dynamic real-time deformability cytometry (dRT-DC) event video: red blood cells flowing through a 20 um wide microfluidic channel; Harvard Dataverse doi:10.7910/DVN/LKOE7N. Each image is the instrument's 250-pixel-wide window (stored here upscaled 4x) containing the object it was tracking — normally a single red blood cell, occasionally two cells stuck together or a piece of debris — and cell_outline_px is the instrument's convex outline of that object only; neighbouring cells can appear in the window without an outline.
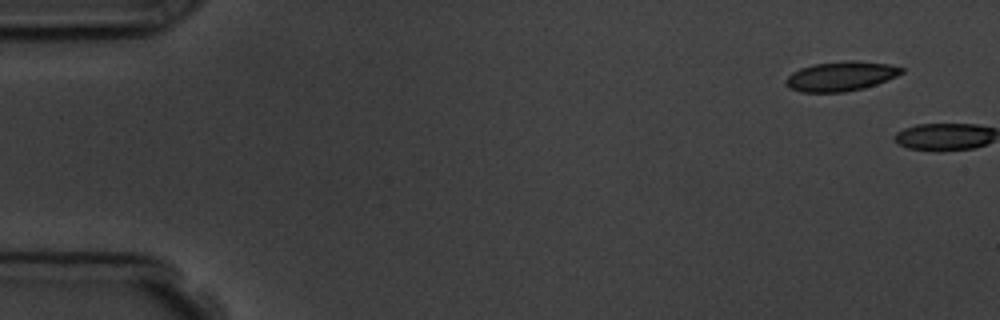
{"species": "common noctule bat (a hibernating species)", "species_latin": "Nyctalus noctula", "temperature_condition": "room temperature", "stored_images_in_passage": 4, "segment_of_instrument_passage": [2, 2], "camera_frame_rate_fps": 3000, "um_per_image_px": 0.085, "animal": {"sex": "male", "body_mass_g": 19.5, "forearm_length_mm": 54.6}, "frame": {"image": 1, "passage_image": 4, "time_ms": 3.667, "image_size_px": [1000, 320], "cell_outline_px": [[904, 72], [896, 76], [876, 84], [864, 88], [844, 92], [800, 92], [788, 88], [784, 84], [784, 80], [792, 72], [800, 68], [812, 64], [844, 60], [856, 60], [888, 64], [904, 68]], "centroid_in_image_um": [71.43, 6.47], "position_along_channel_um": 13.6, "area_um2": 20.17}}